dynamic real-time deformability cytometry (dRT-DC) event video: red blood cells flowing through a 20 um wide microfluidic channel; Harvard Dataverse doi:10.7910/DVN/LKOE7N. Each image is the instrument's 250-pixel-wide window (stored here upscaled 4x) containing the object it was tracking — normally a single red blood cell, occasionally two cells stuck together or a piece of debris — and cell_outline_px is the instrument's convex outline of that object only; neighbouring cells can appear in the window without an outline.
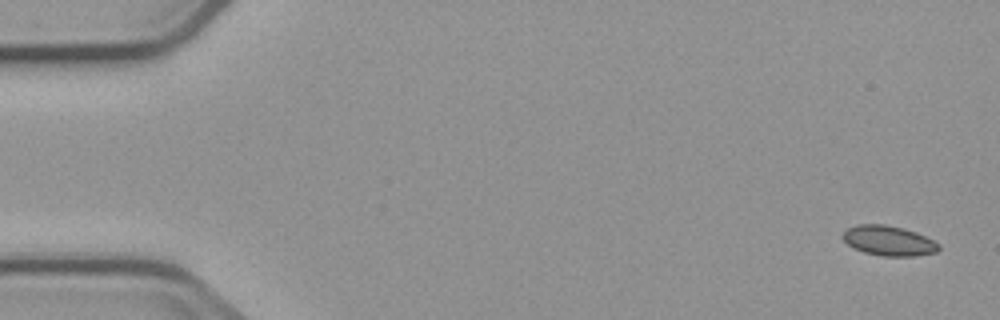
{"species": "common noctule bat (a hibernating species)", "species_latin": "Nyctalus noctula", "temperature_condition": "cold", "stored_images_in_passage": 10, "camera_frame_rate_fps": 3000, "um_per_image_px": 0.085, "animal": {"sex": "male", "body_mass_g": 23.1, "forearm_length_mm": 52.7}, "frame": {"image": 1, "passage_image": 1, "time_ms": 0.0, "image_size_px": [1000, 320], "cell_outline_px": [[940, 248], [936, 252], [912, 256], [884, 256], [864, 252], [848, 244], [840, 236], [848, 228], [856, 224], [884, 224], [916, 232], [940, 244]], "centroid_in_image_um": [75.52, 20.45], "position_along_channel_um": 9.5, "area_um2": 16.53}}
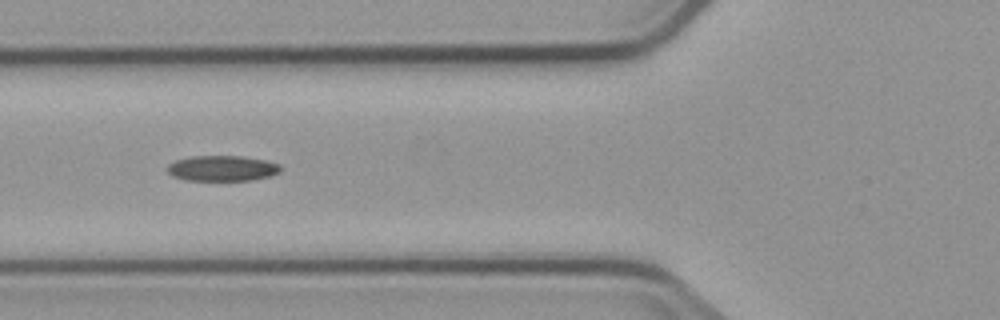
{"frame": {"image": 2, "passage_image": 7, "time_ms": 10.333, "image_size_px": [1000, 320], "cell_outline_px": [[280, 172], [272, 176], [252, 180], [184, 180], [172, 176], [168, 172], [168, 164], [176, 160], [192, 156], [244, 156], [264, 160], [280, 164]], "centroid_in_image_um": [18.9, 14.31], "position_along_channel_um": 106.9, "area_um2": 16.88}}
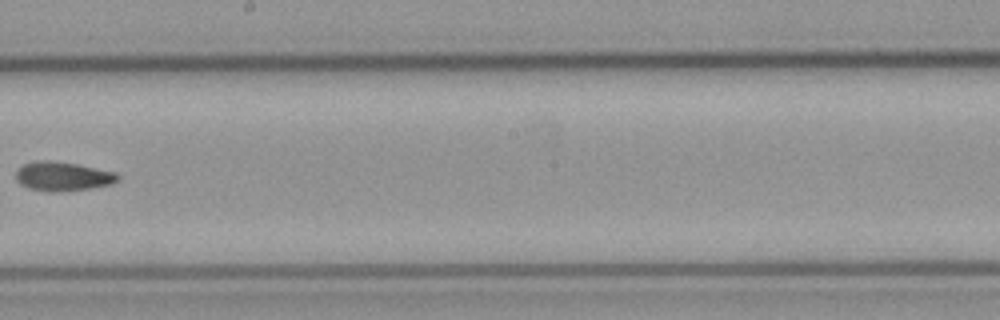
{"frame": {"image": 3, "passage_image": 10, "time_ms": 14.0, "image_size_px": [1000, 320], "cell_outline_px": [[120, 180], [112, 184], [88, 188], [52, 192], [28, 188], [20, 184], [16, 180], [16, 172], [24, 164], [36, 160], [48, 160], [76, 164], [116, 172], [120, 176]], "centroid_in_image_um": [5.34, 14.98], "position_along_channel_um": 242.9, "area_um2": 17.17}}